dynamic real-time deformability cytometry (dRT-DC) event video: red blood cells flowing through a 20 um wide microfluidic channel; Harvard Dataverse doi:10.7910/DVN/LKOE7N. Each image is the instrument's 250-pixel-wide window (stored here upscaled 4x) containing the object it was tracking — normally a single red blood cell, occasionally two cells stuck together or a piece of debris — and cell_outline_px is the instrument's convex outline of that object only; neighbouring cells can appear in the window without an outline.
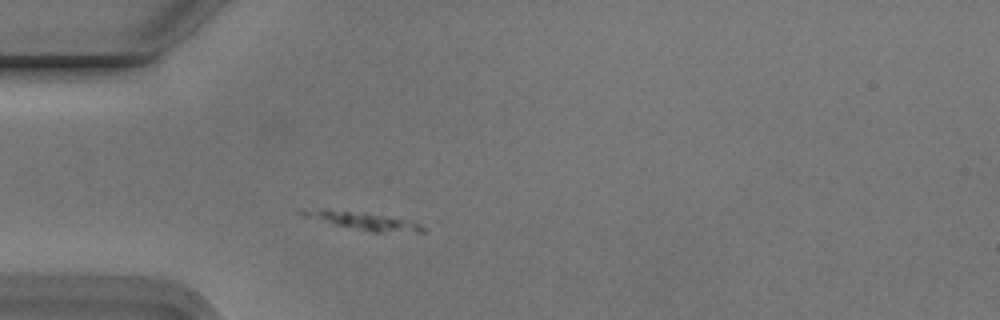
{"species": "Egyptian fruit bat (a non-hibernating species)", "species_latin": "Rousettus aegyptiacus", "temperature_condition": "cold", "stored_images_in_passage": 3, "camera_frame_rate_fps": 3000, "um_per_image_px": 0.085, "animal": {"sex": "male"}, "frame": {"image": 1, "passage_image": 2, "time_ms": 0.333, "image_size_px": [1000, 320], "cell_outline_px": [[424, 232], [372, 232], [300, 216], [296, 212], [296, 208], [328, 208], [364, 212], [412, 220], [420, 224], [424, 228]], "centroid_in_image_um": [30.73, 18.72], "position_along_channel_um": 54.3, "area_um2": 12.89}}